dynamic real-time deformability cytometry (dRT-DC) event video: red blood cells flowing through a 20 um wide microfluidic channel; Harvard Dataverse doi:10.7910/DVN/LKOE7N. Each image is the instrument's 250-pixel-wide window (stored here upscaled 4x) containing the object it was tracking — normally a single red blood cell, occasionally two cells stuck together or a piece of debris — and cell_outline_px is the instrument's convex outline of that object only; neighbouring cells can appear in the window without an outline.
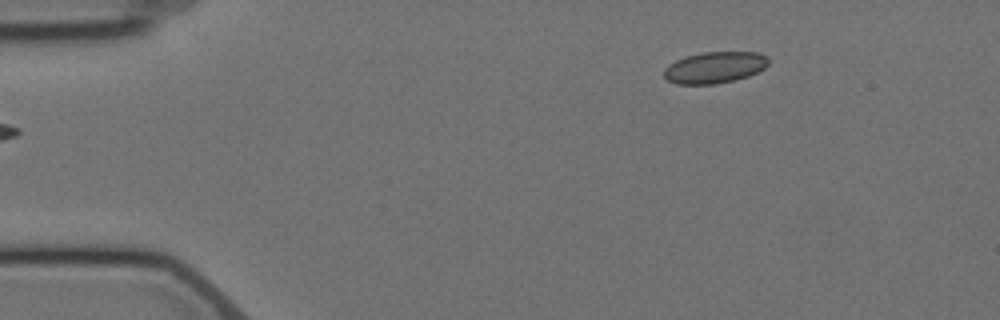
{"species": "Egyptian fruit bat (a non-hibernating species)", "species_latin": "Rousettus aegyptiacus", "temperature_condition": "cold", "stored_images_in_passage": 3, "camera_frame_rate_fps": 3000, "um_per_image_px": 0.085, "animal": {"sex": "female"}, "frame": {"image": 1, "passage_image": 3, "time_ms": 2.333, "image_size_px": [1000, 320], "cell_outline_px": [[768, 64], [764, 68], [748, 76], [736, 80], [716, 84], [676, 84], [668, 80], [664, 76], [664, 68], [668, 64], [676, 60], [688, 56], [704, 52], [756, 52], [768, 56]], "centroid_in_image_um": [60.75, 5.74], "position_along_channel_um": 24.3, "area_um2": 19.13}}